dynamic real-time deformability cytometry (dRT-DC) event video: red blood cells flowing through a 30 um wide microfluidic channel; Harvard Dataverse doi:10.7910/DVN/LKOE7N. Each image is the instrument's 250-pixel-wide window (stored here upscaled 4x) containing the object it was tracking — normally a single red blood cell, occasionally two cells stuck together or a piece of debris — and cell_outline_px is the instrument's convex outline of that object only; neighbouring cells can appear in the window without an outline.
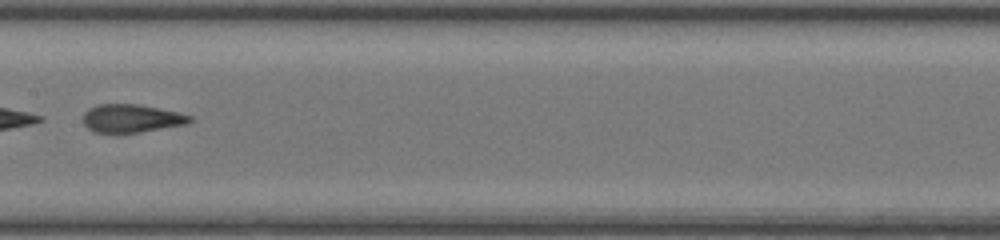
{"species": "common noctule bat (a hibernating species)", "species_latin": "Nyctalus noctula", "temperature_condition": "room temperature", "stored_images_in_passage": 48, "segment_of_instrument_passage": [2, 2], "camera_frame_rate_fps": 3000, "um_per_image_px": 0.085, "animal": {"sex": "female", "body_mass_g": 20.0, "forearm_length_mm": 54.0}, "frame": {"image": 1, "passage_image": 27, "time_ms": 8.667, "image_size_px": [1000, 240], "cell_outline_px": [[196, 120], [188, 124], [140, 132], [92, 132], [84, 124], [84, 112], [88, 108], [96, 104], [140, 104], [176, 112], [192, 116]], "centroid_in_image_um": [11.2, 10.05], "position_along_channel_um": 196.2, "area_um2": 17.57}}
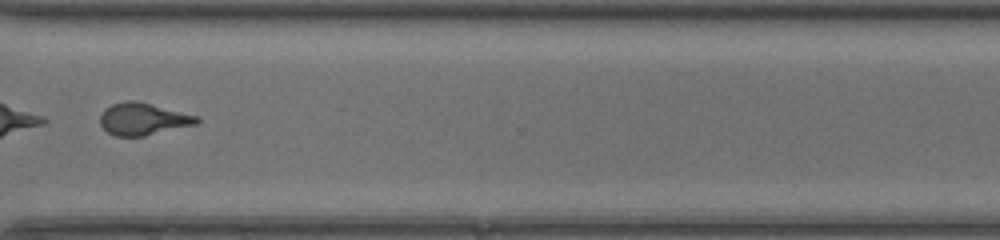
{"frame": {"image": 2, "passage_image": 38, "time_ms": 12.333, "image_size_px": [1000, 240], "cell_outline_px": [[200, 120], [196, 124], [144, 136], [116, 136], [108, 132], [100, 124], [100, 116], [104, 108], [112, 104], [124, 100], [136, 100], [200, 116]], "centroid_in_image_um": [12.16, 10.1], "position_along_channel_um": 358.4, "area_um2": 18.21}}